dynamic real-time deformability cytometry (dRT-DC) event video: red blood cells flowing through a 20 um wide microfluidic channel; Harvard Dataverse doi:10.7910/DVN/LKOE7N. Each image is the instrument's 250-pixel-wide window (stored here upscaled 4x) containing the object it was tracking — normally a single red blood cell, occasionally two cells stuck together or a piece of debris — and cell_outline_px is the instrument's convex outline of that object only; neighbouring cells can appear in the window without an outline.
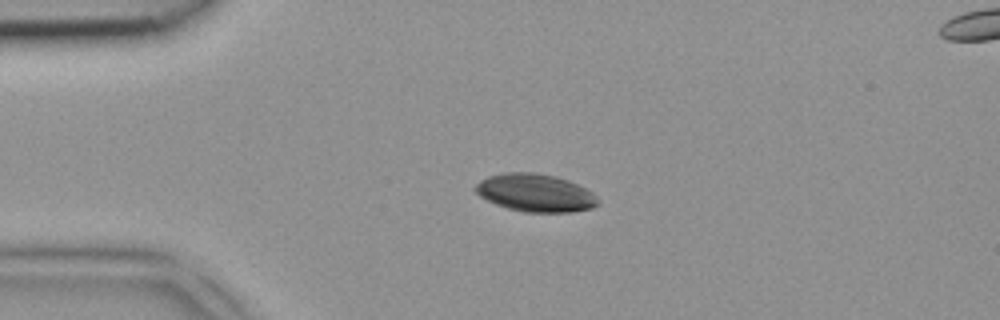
{"species": "common noctule bat (a hibernating species)", "species_latin": "Nyctalus noctula", "temperature_condition": "room temperature", "stored_images_in_passage": 3, "segment_of_instrument_passage": [1, 2], "camera_frame_rate_fps": 3000, "um_per_image_px": 0.085, "animal": {"sex": "female", "body_mass_g": 18.4}, "frame": {"image": 1, "passage_image": 1, "time_ms": 0.0, "image_size_px": [1000, 320], "cell_outline_px": [[600, 204], [592, 208], [572, 212], [524, 212], [508, 208], [496, 204], [480, 196], [472, 188], [480, 180], [488, 176], [504, 172], [536, 172], [556, 176], [568, 180], [592, 192], [600, 200]], "centroid_in_image_um": [45.51, 16.38], "position_along_channel_um": 39.5, "area_um2": 27.17}}